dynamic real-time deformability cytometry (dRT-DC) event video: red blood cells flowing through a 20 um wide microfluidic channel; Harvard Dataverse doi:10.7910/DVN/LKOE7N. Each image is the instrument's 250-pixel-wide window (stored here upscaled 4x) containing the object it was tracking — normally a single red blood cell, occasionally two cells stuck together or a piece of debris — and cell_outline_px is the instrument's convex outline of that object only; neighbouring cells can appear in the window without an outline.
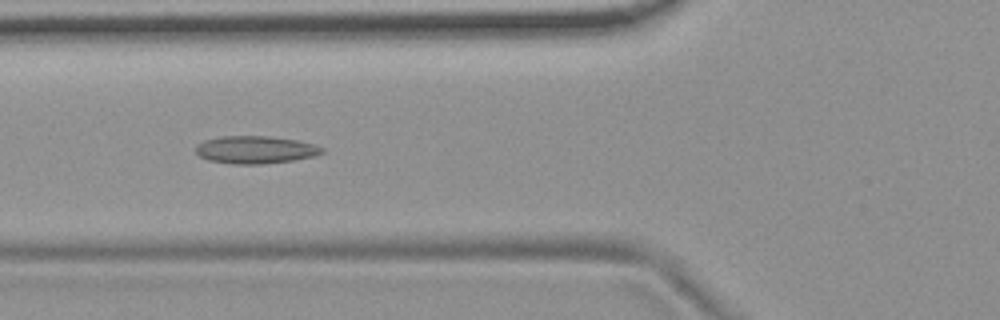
{"species": "common noctule bat (a hibernating species)", "species_latin": "Nyctalus noctula", "temperature_condition": "room temperature", "stored_images_in_passage": 13, "camera_frame_rate_fps": 3000, "um_per_image_px": 0.085, "animal": {"sex": "female", "body_mass_g": 19.9}, "frame": {"image": 1, "passage_image": 3, "time_ms": 2.333, "image_size_px": [1000, 320], "cell_outline_px": [[324, 152], [312, 156], [292, 160], [260, 164], [232, 164], [208, 160], [200, 156], [196, 152], [196, 144], [204, 140], [220, 136], [268, 136], [296, 140], [312, 144], [324, 148]], "centroid_in_image_um": [21.66, 12.72], "position_along_channel_um": 104.1, "area_um2": 20.17}}
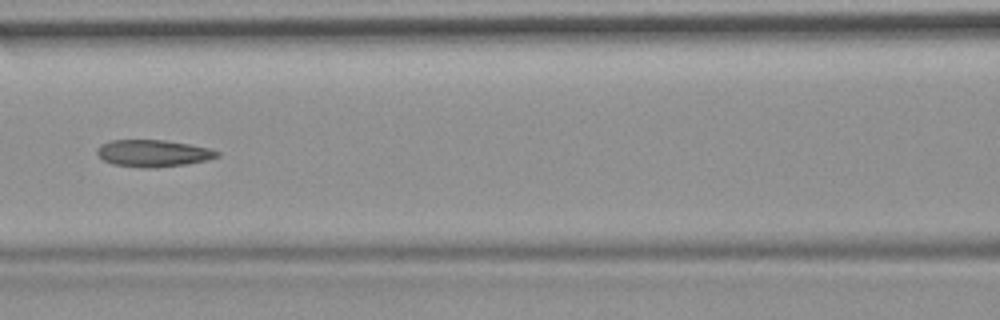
{"frame": {"image": 2, "passage_image": 4, "time_ms": 3.667, "image_size_px": [1000, 320], "cell_outline_px": [[220, 156], [208, 160], [188, 164], [156, 168], [140, 168], [112, 164], [104, 160], [96, 152], [96, 148], [100, 144], [112, 140], [164, 140], [188, 144], [208, 148], [220, 152]], "centroid_in_image_um": [13.01, 13.04], "position_along_channel_um": 153.6, "area_um2": 19.02}}
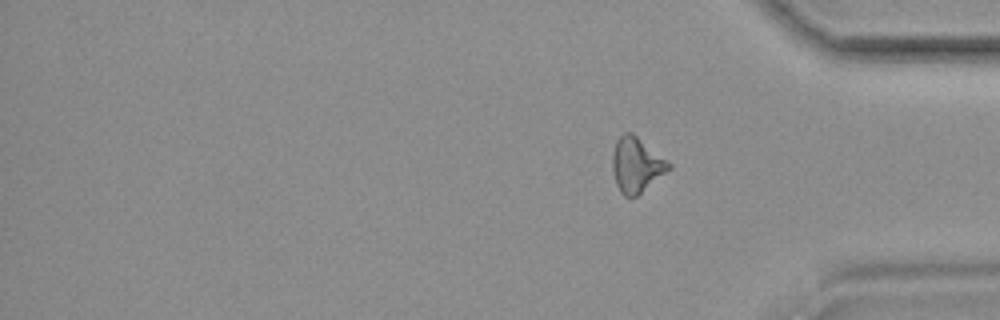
{"frame": {"image": 3, "passage_image": 13, "time_ms": 14.667, "image_size_px": [1000, 320], "cell_outline_px": [[672, 168], [636, 196], [624, 196], [620, 192], [616, 184], [612, 172], [612, 156], [616, 140], [624, 132], [632, 132], [672, 164]], "centroid_in_image_um": [54.08, 14.0], "position_along_channel_um": 381.1, "area_um2": 17.98}, "authors_computed_cell_mechanics": {"area_um2": 19.074, "velocity_mm_per_s": 3.695, "shape_relaxation_time_tau1_ms": null, "shape_relaxation_time_tau2_ms": 3.7123, "deformation_change_tau1": null, "deformation_change_tau2": 0.0911}}